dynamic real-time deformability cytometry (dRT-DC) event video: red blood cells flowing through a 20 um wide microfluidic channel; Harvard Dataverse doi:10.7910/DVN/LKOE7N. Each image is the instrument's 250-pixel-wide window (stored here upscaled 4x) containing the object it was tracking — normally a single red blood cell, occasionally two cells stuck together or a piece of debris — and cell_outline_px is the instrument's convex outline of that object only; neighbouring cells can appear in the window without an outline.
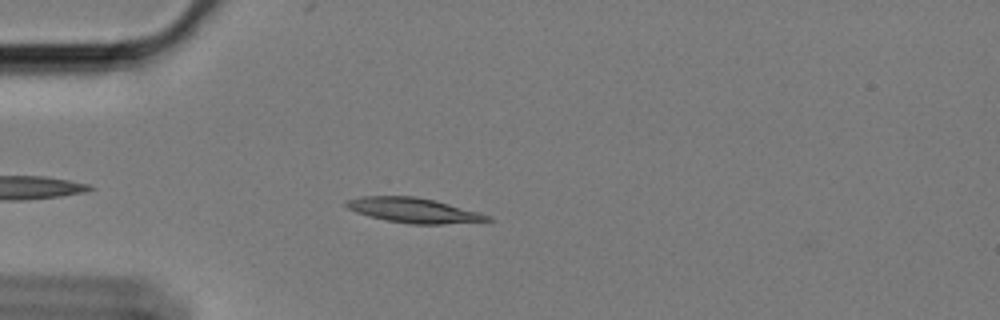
{"species": "Egyptian fruit bat (a non-hibernating species)", "species_latin": "Rousettus aegyptiacus", "temperature_condition": "cold", "stored_images_in_passage": 46, "camera_frame_rate_fps": 3000, "um_per_image_px": 0.085, "animal": {"sex": "female"}, "frame": {"image": 1, "passage_image": 6, "time_ms": 1.667, "image_size_px": [1000, 320], "cell_outline_px": [[496, 220], [444, 224], [408, 224], [388, 220], [356, 212], [348, 208], [344, 204], [344, 200], [360, 196], [416, 196], [436, 200], [480, 212], [492, 216]], "centroid_in_image_um": [35.2, 17.87], "position_along_channel_um": 49.8, "area_um2": 20.63}}
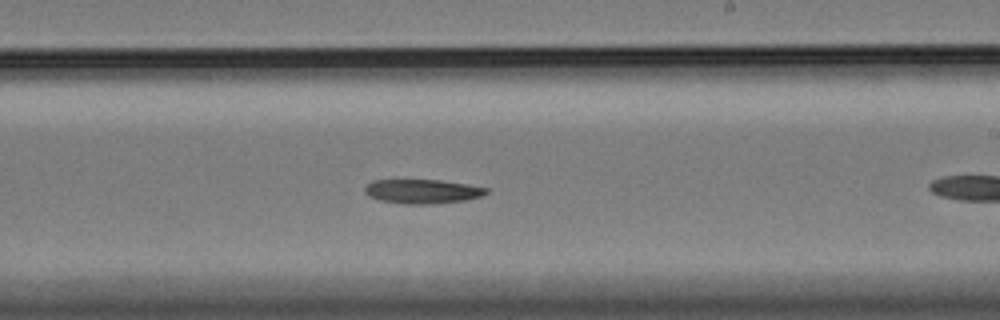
{"frame": {"image": 2, "passage_image": 21, "time_ms": 6.667, "image_size_px": [1000, 320], "cell_outline_px": [[488, 192], [480, 196], [464, 200], [432, 204], [404, 204], [380, 200], [368, 196], [364, 192], [364, 188], [372, 180], [440, 180], [488, 188]], "centroid_in_image_um": [35.85, 16.27], "position_along_channel_um": 253.1, "area_um2": 16.99}}
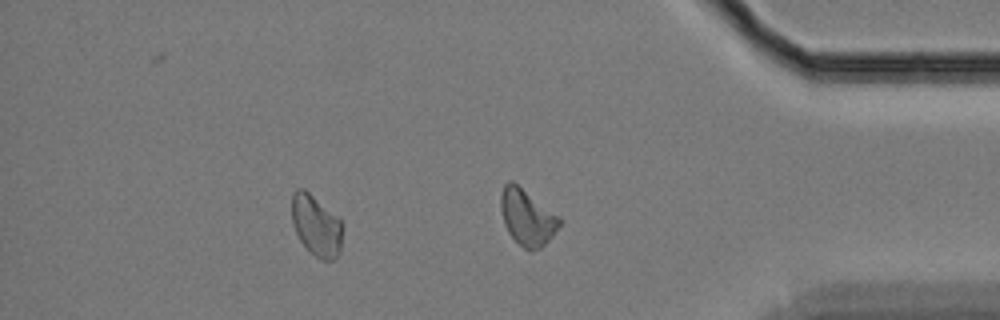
{"frame": {"image": 3, "passage_image": 39, "time_ms": 12.667, "image_size_px": [1000, 320], "cell_outline_px": [[340, 252], [332, 260], [324, 260], [316, 256], [300, 240], [292, 224], [292, 192], [296, 188], [304, 188], [340, 216]], "centroid_in_image_um": [26.85, 19.1], "position_along_channel_um": 408.3, "area_um2": 17.92}, "authors_computed_cell_mechanics": {"area_um2": 18.6983, "velocity_mm_per_s": 3.3958, "shape_relaxation_time_tau1_ms": 4.3017, "shape_relaxation_time_tau2_ms": null, "deformation_change_tau1": 0.0985, "deformation_change_tau2": null}}